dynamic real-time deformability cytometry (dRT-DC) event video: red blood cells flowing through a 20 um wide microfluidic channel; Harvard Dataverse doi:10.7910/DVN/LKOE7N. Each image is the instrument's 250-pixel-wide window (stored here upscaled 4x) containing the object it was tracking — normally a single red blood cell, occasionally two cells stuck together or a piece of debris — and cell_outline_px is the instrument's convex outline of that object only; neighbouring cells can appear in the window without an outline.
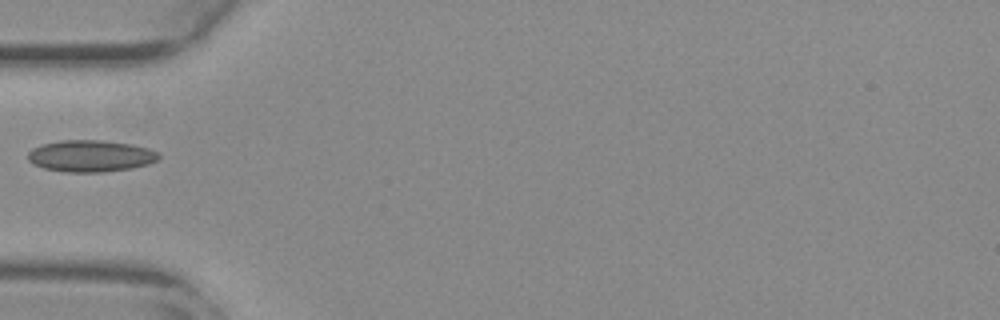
{"species": "common noctule bat (a hibernating species)", "species_latin": "Nyctalus noctula", "temperature_condition": "warm", "stored_images_in_passage": 37, "camera_frame_rate_fps": 3000, "um_per_image_px": 0.085, "animal": {"sex": "female", "body_mass_g": 29.2, "forearm_length_mm": 56.3}, "frame": {"image": 1, "passage_image": 1, "time_ms": 0.0, "image_size_px": [1000, 320], "cell_outline_px": [[160, 156], [156, 160], [148, 164], [132, 168], [104, 172], [64, 172], [44, 168], [28, 160], [28, 152], [32, 148], [44, 144], [60, 140], [100, 140], [132, 144], [148, 148], [160, 152]], "centroid_in_image_um": [7.72, 13.26], "position_along_channel_um": 77.3, "area_um2": 24.16}}
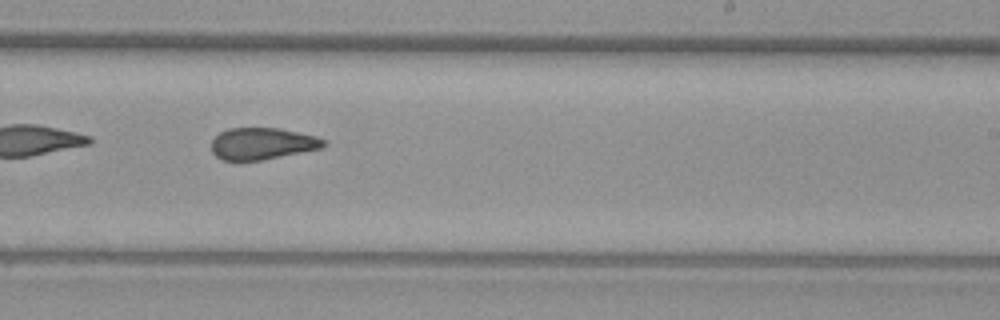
{"frame": {"image": 2, "passage_image": 16, "time_ms": 5.0, "image_size_px": [1000, 320], "cell_outline_px": [[328, 144], [320, 148], [264, 160], [220, 160], [212, 152], [212, 140], [220, 132], [228, 128], [280, 128], [316, 136], [324, 140]], "centroid_in_image_um": [22.28, 12.2], "position_along_channel_um": 266.7, "area_um2": 20.75}}
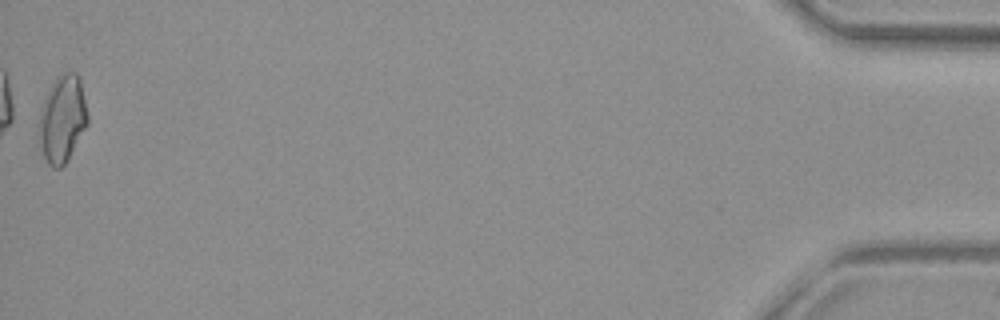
{"frame": {"image": 3, "passage_image": 37, "time_ms": 12.0, "image_size_px": [1000, 320], "cell_outline_px": [[88, 124], [68, 160], [60, 168], [52, 168], [48, 164], [44, 156], [40, 140], [40, 108], [48, 88], [56, 76], [60, 72], [76, 72], [80, 80], [88, 116]], "centroid_in_image_um": [5.31, 10.08], "position_along_channel_um": 429.9, "area_um2": 24.68}}